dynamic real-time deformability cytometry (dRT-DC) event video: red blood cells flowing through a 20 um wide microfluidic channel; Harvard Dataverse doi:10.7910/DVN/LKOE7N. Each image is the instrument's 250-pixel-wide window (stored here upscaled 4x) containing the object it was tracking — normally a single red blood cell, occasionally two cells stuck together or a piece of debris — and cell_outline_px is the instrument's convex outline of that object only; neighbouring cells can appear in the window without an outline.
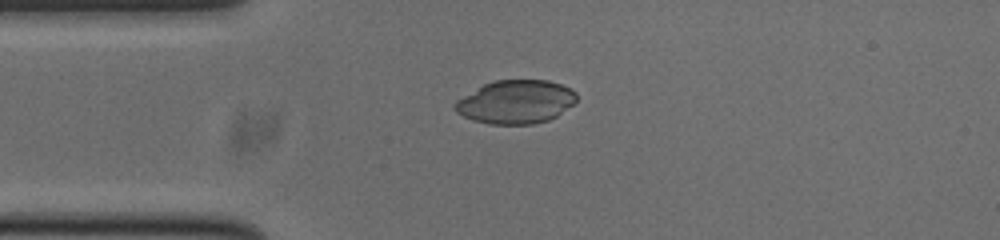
{"species": "common noctule bat (a hibernating species)", "species_latin": "Nyctalus noctula", "temperature_condition": "cold", "stored_images_in_passage": 43, "camera_frame_rate_fps": 3000, "um_per_image_px": 0.085, "animal": {"sex": "male", "body_mass_g": 20.0, "forearm_length_mm": 53.3}, "frame": {"image": 1, "passage_image": 2, "time_ms": 0.333, "image_size_px": [1000, 240], "cell_outline_px": [[576, 100], [572, 104], [556, 116], [548, 120], [532, 124], [492, 124], [472, 120], [456, 112], [452, 104], [456, 100], [484, 84], [492, 80], [548, 80], [572, 88], [576, 92]], "centroid_in_image_um": [43.82, 8.65], "position_along_channel_um": 41.2, "area_um2": 30.75}}
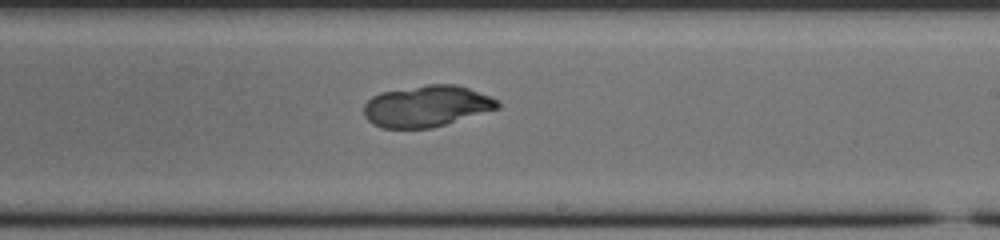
{"frame": {"image": 2, "passage_image": 20, "time_ms": 6.333, "image_size_px": [1000, 240], "cell_outline_px": [[500, 108], [432, 128], [380, 128], [372, 124], [364, 116], [364, 104], [372, 96], [380, 92], [428, 84], [456, 84], [468, 88], [488, 96], [496, 100], [500, 104]], "centroid_in_image_um": [36.22, 9.03], "position_along_channel_um": 252.8, "area_um2": 32.19}}
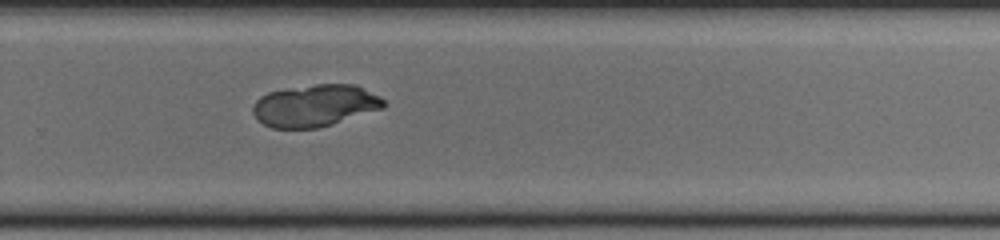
{"frame": {"image": 3, "passage_image": 24, "time_ms": 7.667, "image_size_px": [1000, 240], "cell_outline_px": [[388, 104], [384, 108], [332, 124], [316, 128], [272, 128], [264, 124], [252, 112], [252, 108], [256, 100], [260, 96], [268, 92], [316, 84], [356, 84], [380, 96]], "centroid_in_image_um": [26.81, 8.97], "position_along_channel_um": 303.0, "area_um2": 31.96}}